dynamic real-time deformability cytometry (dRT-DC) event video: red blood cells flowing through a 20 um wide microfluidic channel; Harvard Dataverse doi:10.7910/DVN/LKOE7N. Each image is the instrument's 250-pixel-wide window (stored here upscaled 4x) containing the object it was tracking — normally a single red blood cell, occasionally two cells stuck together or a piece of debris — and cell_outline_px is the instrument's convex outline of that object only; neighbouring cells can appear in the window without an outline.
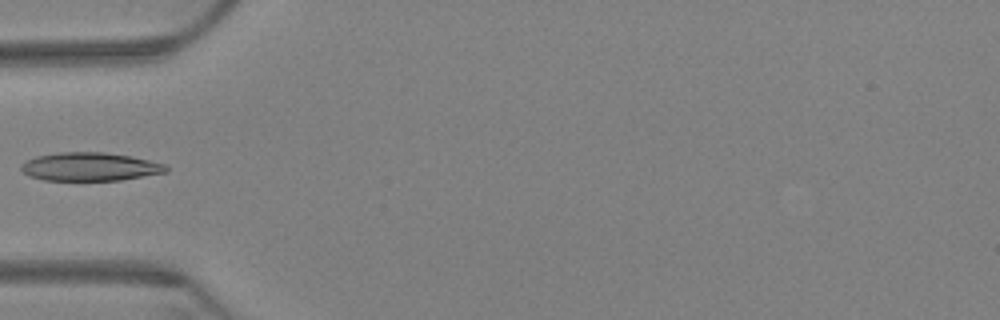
{"species": "Egyptian fruit bat (a non-hibernating species)", "species_latin": "Rousettus aegyptiacus", "temperature_condition": "warm", "stored_images_in_passage": 2, "camera_frame_rate_fps": 3000, "um_per_image_px": 0.085, "animal": {"sex": "female"}, "frame": {"image": 1, "passage_image": 2, "time_ms": 0.333, "image_size_px": [1000, 320], "cell_outline_px": [[168, 172], [120, 180], [44, 180], [28, 176], [20, 168], [20, 164], [36, 156], [60, 152], [104, 152], [132, 156], [164, 164], [168, 168]], "centroid_in_image_um": [7.64, 14.17], "position_along_channel_um": 77.4, "area_um2": 23.93}}